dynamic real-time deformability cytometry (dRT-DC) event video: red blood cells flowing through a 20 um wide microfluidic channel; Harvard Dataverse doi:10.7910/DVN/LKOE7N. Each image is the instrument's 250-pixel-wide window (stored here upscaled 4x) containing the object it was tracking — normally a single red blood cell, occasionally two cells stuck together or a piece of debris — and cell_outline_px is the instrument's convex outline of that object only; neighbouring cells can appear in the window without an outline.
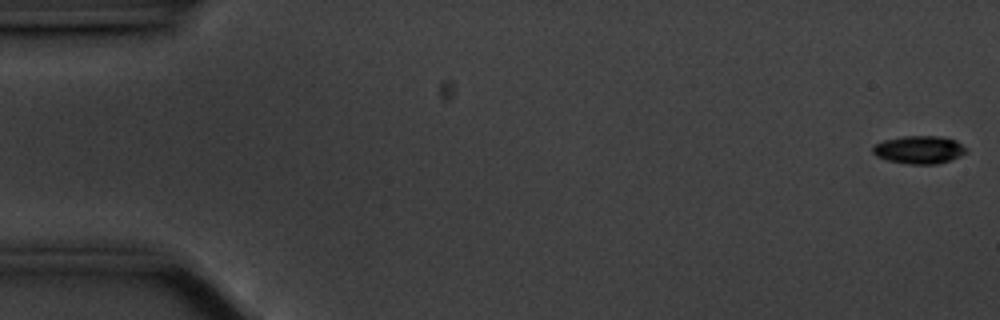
{"species": "common noctule bat (a hibernating species)", "species_latin": "Nyctalus noctula", "temperature_condition": "cold", "stored_images_in_passage": 57, "camera_frame_rate_fps": 3000, "um_per_image_px": 0.085, "animal": {"sex": "male", "body_mass_g": 20.1, "forearm_length_mm": 53.5}, "frame": {"image": 1, "passage_image": 1, "time_ms": 0.0, "image_size_px": [1000, 320], "cell_outline_px": [[968, 152], [952, 160], [936, 164], [908, 164], [888, 160], [876, 156], [872, 152], [872, 148], [876, 144], [884, 140], [904, 136], [940, 136], [956, 140], [968, 148]], "centroid_in_image_um": [78.17, 12.73], "position_along_channel_um": 6.8, "area_um2": 15.32}}
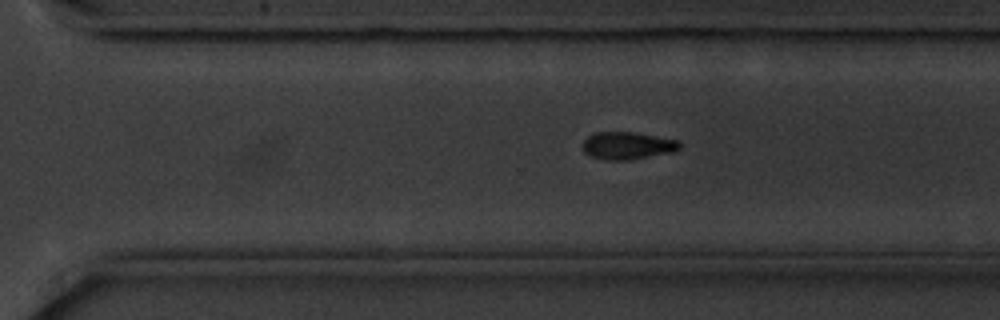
{"frame": {"image": 2, "passage_image": 39, "time_ms": 12.667, "image_size_px": [1000, 320], "cell_outline_px": [[680, 148], [672, 152], [628, 160], [604, 160], [592, 156], [584, 152], [584, 140], [588, 136], [596, 132], [636, 132], [680, 140]], "centroid_in_image_um": [53.36, 12.37], "position_along_channel_um": 317.2, "area_um2": 15.49}}
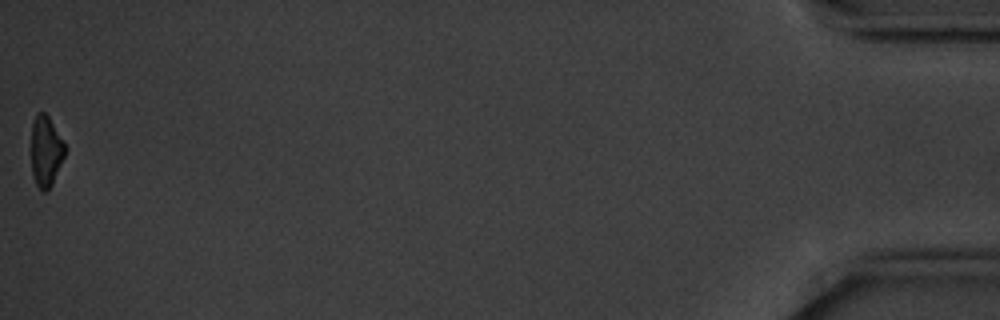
{"frame": {"image": 3, "passage_image": 57, "time_ms": 18.667, "image_size_px": [1000, 320], "cell_outline_px": [[64, 156], [52, 184], [44, 192], [40, 192], [32, 176], [32, 124], [36, 112], [44, 112], [48, 116], [64, 144]], "centroid_in_image_um": [3.87, 12.87], "position_along_channel_um": 431.3, "area_um2": 13.58}, "authors_computed_cell_mechanics": {"area_um2": 15.8372, "velocity_mm_per_s": 3.5317, "shape_relaxation_time_tau1_ms": 1.5594, "shape_relaxation_time_tau2_ms": null, "deformation_change_tau1": 0.0955, "deformation_change_tau2": null}}